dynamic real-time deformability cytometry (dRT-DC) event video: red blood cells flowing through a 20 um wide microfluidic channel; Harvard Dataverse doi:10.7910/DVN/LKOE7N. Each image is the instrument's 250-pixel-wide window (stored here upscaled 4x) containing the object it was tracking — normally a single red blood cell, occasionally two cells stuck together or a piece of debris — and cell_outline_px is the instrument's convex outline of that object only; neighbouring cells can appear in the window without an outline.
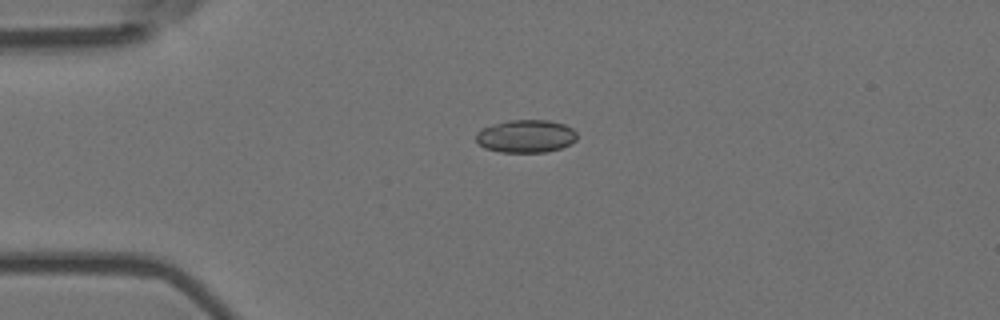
{"species": "Egyptian fruit bat (a non-hibernating species)", "species_latin": "Rousettus aegyptiacus", "temperature_condition": "room temperature", "stored_images_in_passage": 3, "camera_frame_rate_fps": 3000, "um_per_image_px": 0.085, "animal": {"sex": "female"}, "frame": {"image": 1, "passage_image": 1, "time_ms": 0.0, "image_size_px": [1000, 320], "cell_outline_px": [[576, 140], [560, 148], [544, 152], [500, 152], [484, 148], [476, 140], [476, 132], [484, 128], [508, 120], [548, 120], [564, 124], [572, 128], [576, 132]], "centroid_in_image_um": [44.7, 11.58], "position_along_channel_um": 40.3, "area_um2": 19.13}}
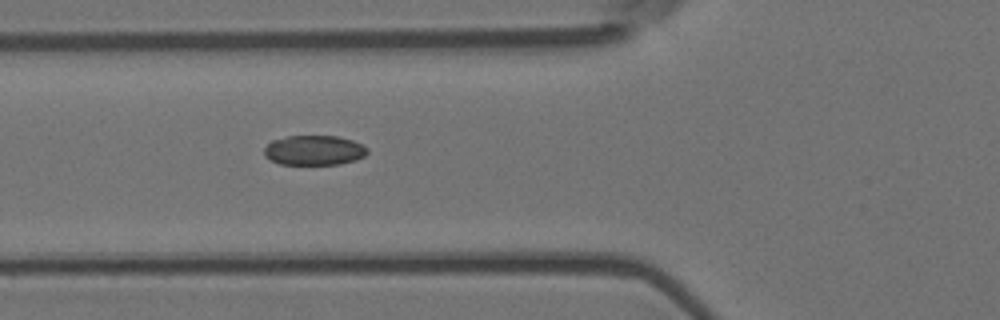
{"frame": {"image": 2, "passage_image": 3, "time_ms": 0.667, "image_size_px": [1000, 320], "cell_outline_px": [[368, 152], [364, 156], [356, 160], [340, 164], [280, 164], [264, 156], [264, 148], [272, 140], [288, 136], [336, 136], [352, 140], [368, 148]], "centroid_in_image_um": [26.7, 12.77], "position_along_channel_um": 99.1, "area_um2": 17.86}}